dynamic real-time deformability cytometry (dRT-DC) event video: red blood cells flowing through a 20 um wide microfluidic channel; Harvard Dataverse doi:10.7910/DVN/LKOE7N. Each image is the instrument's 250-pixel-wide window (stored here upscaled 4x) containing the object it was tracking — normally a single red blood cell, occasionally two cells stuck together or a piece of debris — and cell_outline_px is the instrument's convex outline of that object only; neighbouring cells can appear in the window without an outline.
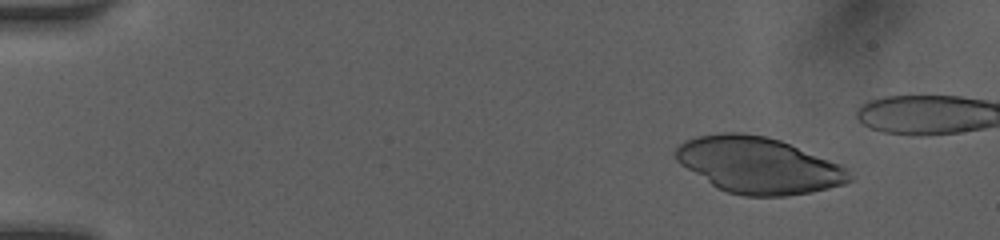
{"species": "human", "species_latin": "Homo sapiens", "temperature_condition": "room temperature", "stored_images_in_passage": 9, "camera_frame_rate_fps": 3000, "um_per_image_px": 0.085, "donor": {"sex": "female"}, "frame": {"image": 1, "passage_image": 3, "time_ms": 1.667, "image_size_px": [1000, 240], "cell_outline_px": [[856, 176], [852, 180], [844, 184], [812, 192], [784, 196], [744, 196], [728, 192], [712, 184], [680, 164], [676, 160], [676, 148], [684, 140], [696, 136], [724, 132], [740, 132], [764, 136], [780, 140], [840, 164], [848, 168]], "centroid_in_image_um": [64.51, 14.04], "position_along_channel_um": 20.5, "area_um2": 56.82}}